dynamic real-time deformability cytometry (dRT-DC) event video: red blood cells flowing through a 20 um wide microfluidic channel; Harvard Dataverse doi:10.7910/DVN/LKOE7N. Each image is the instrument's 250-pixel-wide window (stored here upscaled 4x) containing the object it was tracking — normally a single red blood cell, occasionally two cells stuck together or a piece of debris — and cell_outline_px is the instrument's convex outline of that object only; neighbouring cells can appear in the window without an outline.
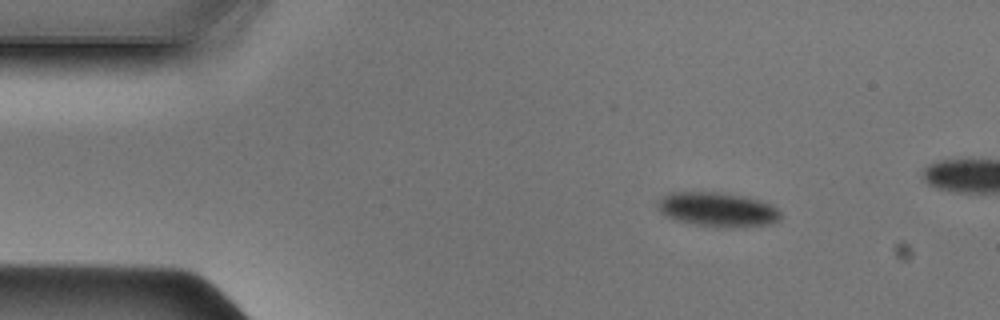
{"species": "Egyptian fruit bat (a non-hibernating species)", "species_latin": "Rousettus aegyptiacus", "temperature_condition": "cold", "stored_images_in_passage": 38, "camera_frame_rate_fps": 3000, "um_per_image_px": 0.085, "animal": {"sex": "male"}, "frame": {"image": 1, "passage_image": 1, "time_ms": 0.0, "image_size_px": [1000, 320], "cell_outline_px": [[780, 220], [772, 224], [744, 228], [716, 228], [692, 224], [672, 220], [664, 216], [660, 212], [656, 204], [668, 192], [720, 192], [744, 196], [760, 200], [772, 204], [780, 212]], "centroid_in_image_um": [61.0, 17.84], "position_along_channel_um": 24.0, "area_um2": 25.37}}
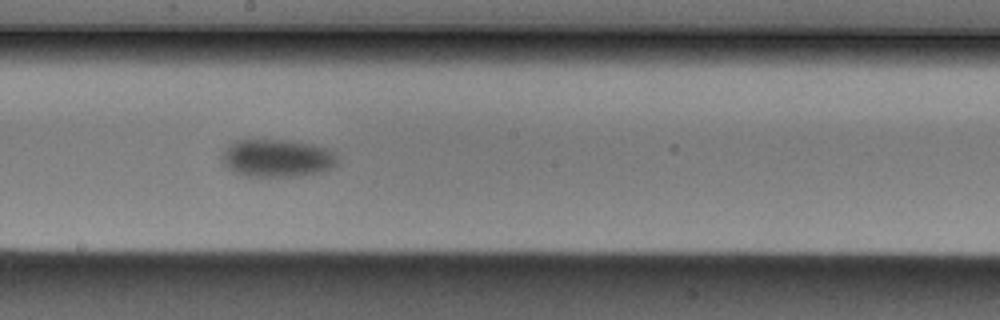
{"frame": {"image": 2, "passage_image": 20, "time_ms": 6.333, "image_size_px": [1000, 320], "cell_outline_px": [[340, 164], [332, 168], [320, 172], [300, 176], [248, 176], [236, 172], [228, 168], [220, 160], [220, 156], [236, 140], [288, 140], [312, 144], [328, 148], [336, 152]], "centroid_in_image_um": [23.63, 13.44], "position_along_channel_um": 224.6, "area_um2": 25.55}}
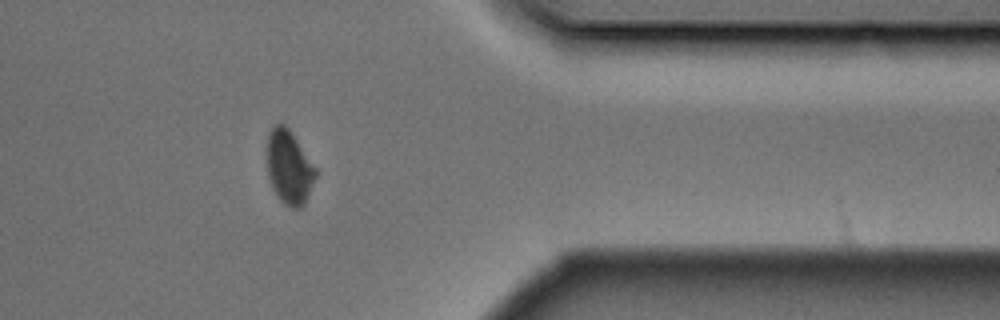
{"frame": {"image": 3, "passage_image": 33, "time_ms": 10.667, "image_size_px": [1000, 320], "cell_outline_px": [[316, 176], [304, 204], [300, 208], [292, 208], [284, 204], [280, 200], [272, 188], [268, 176], [268, 132], [276, 124], [284, 124], [288, 128], [316, 168]], "centroid_in_image_um": [24.57, 14.24], "position_along_channel_um": 386.8, "area_um2": 20.52}}